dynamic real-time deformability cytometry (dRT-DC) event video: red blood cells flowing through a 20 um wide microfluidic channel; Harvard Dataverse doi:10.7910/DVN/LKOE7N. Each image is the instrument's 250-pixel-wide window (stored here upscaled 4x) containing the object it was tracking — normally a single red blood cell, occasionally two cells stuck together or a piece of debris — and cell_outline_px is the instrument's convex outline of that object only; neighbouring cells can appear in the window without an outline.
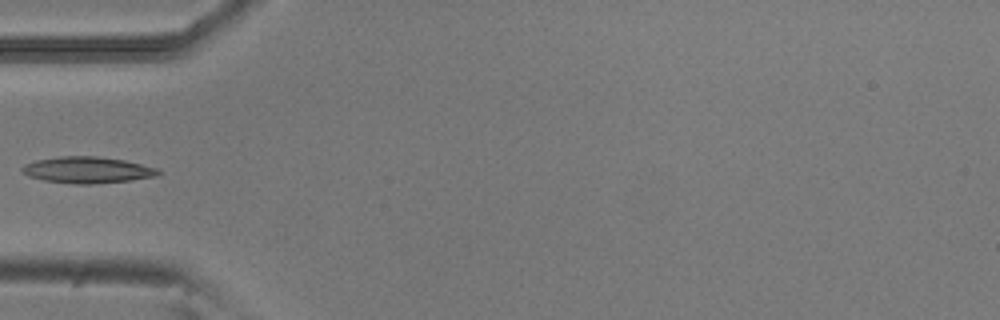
{"species": "common noctule bat (a hibernating species)", "species_latin": "Nyctalus noctula", "temperature_condition": "room temperature", "stored_images_in_passage": 5, "camera_frame_rate_fps": 3000, "um_per_image_px": 0.085, "animal": {"sex": "male", "body_mass_g": 20.5, "forearm_length_mm": 52.5}, "frame": {"image": 1, "passage_image": 4, "time_ms": 1.0, "image_size_px": [1000, 320], "cell_outline_px": [[160, 176], [128, 180], [92, 184], [76, 184], [44, 180], [28, 176], [20, 168], [24, 164], [36, 160], [60, 156], [96, 156], [124, 160], [156, 168], [160, 172]], "centroid_in_image_um": [7.41, 14.44], "position_along_channel_um": 77.6, "area_um2": 20.75}}
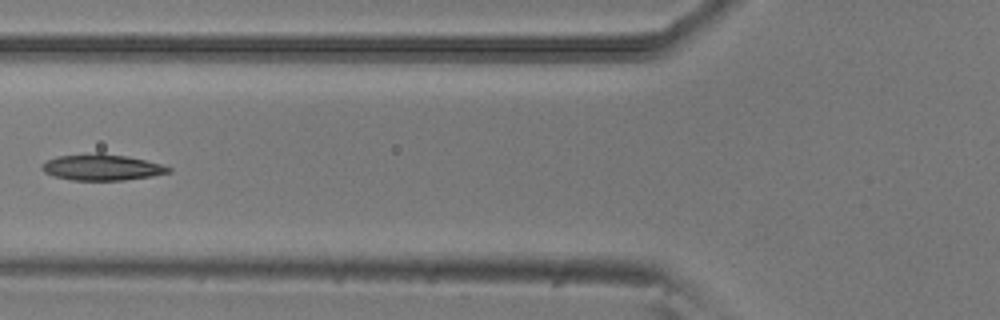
{"frame": {"image": 2, "passage_image": 5, "time_ms": 1.333, "image_size_px": [1000, 320], "cell_outline_px": [[172, 172], [152, 176], [124, 180], [72, 180], [52, 176], [44, 172], [40, 168], [48, 160], [56, 156], [96, 152], [100, 152], [128, 156], [160, 164], [172, 168]], "centroid_in_image_um": [8.65, 14.21], "position_along_channel_um": 117.1, "area_um2": 19.42}}